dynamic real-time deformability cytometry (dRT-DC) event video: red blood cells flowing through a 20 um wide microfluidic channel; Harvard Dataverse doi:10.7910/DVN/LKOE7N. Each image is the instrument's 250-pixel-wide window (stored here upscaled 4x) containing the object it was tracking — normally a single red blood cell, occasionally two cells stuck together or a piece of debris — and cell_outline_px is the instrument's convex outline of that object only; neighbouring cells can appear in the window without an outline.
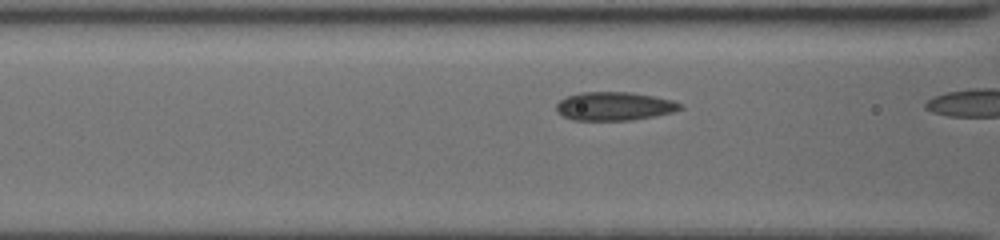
{"species": "common noctule bat (a hibernating species)", "species_latin": "Nyctalus noctula", "temperature_condition": "cold", "stored_images_in_passage": 9, "camera_frame_rate_fps": 3000, "um_per_image_px": 0.085, "animal": {"sex": "female", "body_mass_g": 19.5, "forearm_length_mm": 54.1}, "frame": {"image": 1, "passage_image": 8, "time_ms": 2.333, "image_size_px": [1000, 240], "cell_outline_px": [[684, 108], [672, 112], [652, 116], [628, 120], [572, 120], [556, 112], [556, 104], [560, 100], [568, 96], [580, 92], [632, 92], [672, 100], [684, 104]], "centroid_in_image_um": [52.21, 9.02], "position_along_channel_um": 114.4, "area_um2": 20.52}}